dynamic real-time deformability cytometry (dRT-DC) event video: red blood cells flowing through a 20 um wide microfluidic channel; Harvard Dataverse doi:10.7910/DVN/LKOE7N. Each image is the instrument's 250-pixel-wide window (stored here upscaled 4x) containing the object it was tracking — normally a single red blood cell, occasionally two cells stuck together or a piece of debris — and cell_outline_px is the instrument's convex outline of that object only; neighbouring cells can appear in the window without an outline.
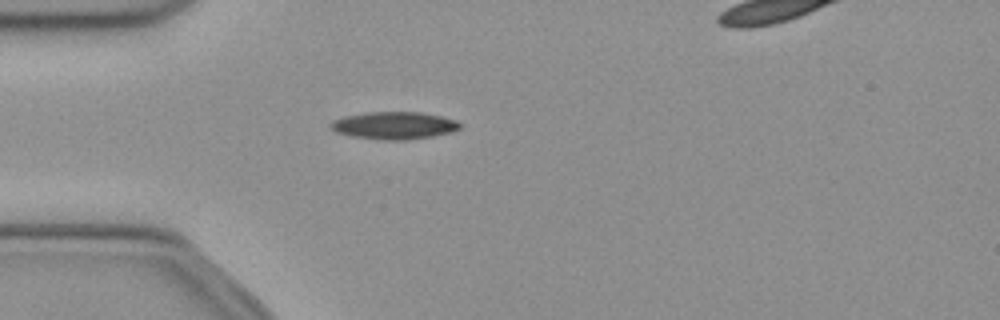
{"species": "common noctule bat (a hibernating species)", "species_latin": "Nyctalus noctula", "temperature_condition": "cold", "stored_images_in_passage": 35, "camera_frame_rate_fps": 3000, "um_per_image_px": 0.085, "animal": {"sex": "female", "body_mass_g": 21.9}, "frame": {"image": 1, "passage_image": 1, "time_ms": 0.0, "image_size_px": [1000, 320], "cell_outline_px": [[460, 128], [452, 132], [432, 136], [404, 140], [380, 140], [352, 136], [336, 132], [328, 124], [332, 120], [344, 116], [364, 112], [420, 112], [440, 116], [456, 120], [460, 124]], "centroid_in_image_um": [33.47, 10.66], "position_along_channel_um": 51.5, "area_um2": 20.69}}
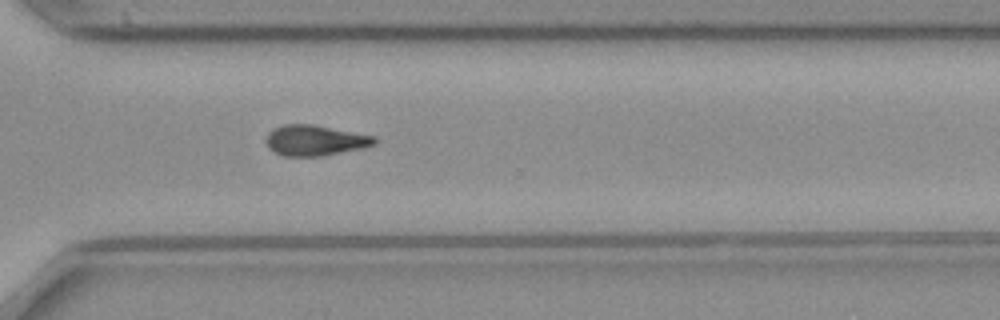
{"frame": {"image": 2, "passage_image": 24, "time_ms": 7.667, "image_size_px": [1000, 320], "cell_outline_px": [[376, 144], [364, 148], [324, 156], [284, 156], [268, 148], [268, 132], [284, 124], [312, 124], [376, 136]], "centroid_in_image_um": [26.84, 11.94], "position_along_channel_um": 343.8, "area_um2": 19.25}}
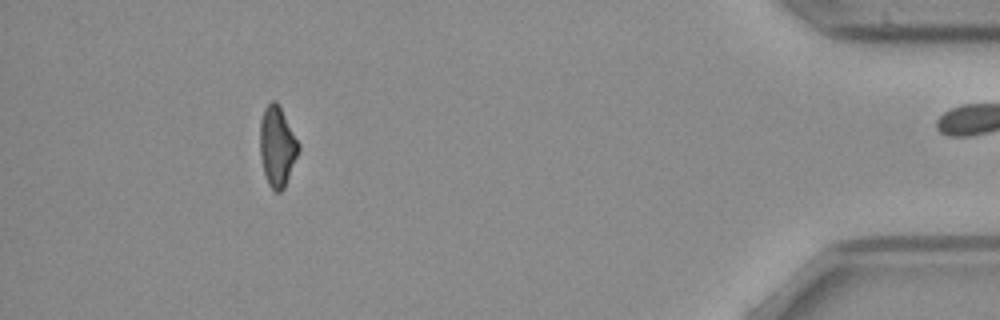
{"frame": {"image": 3, "passage_image": 34, "time_ms": 11.0, "image_size_px": [1000, 320], "cell_outline_px": [[300, 148], [284, 188], [280, 192], [276, 192], [268, 184], [264, 172], [260, 156], [260, 120], [264, 108], [272, 100], [276, 100], [280, 104], [300, 144]], "centroid_in_image_um": [23.56, 12.39], "position_along_channel_um": 411.6, "area_um2": 18.15}, "authors_computed_cell_mechanics": {"area_um2": 20.1722, "velocity_mm_per_s": 3.9255, "shape_relaxation_time_tau1_ms": 4.3194, "shape_relaxation_time_tau2_ms": null, "deformation_change_tau1": 0.1344, "deformation_change_tau2": null}}